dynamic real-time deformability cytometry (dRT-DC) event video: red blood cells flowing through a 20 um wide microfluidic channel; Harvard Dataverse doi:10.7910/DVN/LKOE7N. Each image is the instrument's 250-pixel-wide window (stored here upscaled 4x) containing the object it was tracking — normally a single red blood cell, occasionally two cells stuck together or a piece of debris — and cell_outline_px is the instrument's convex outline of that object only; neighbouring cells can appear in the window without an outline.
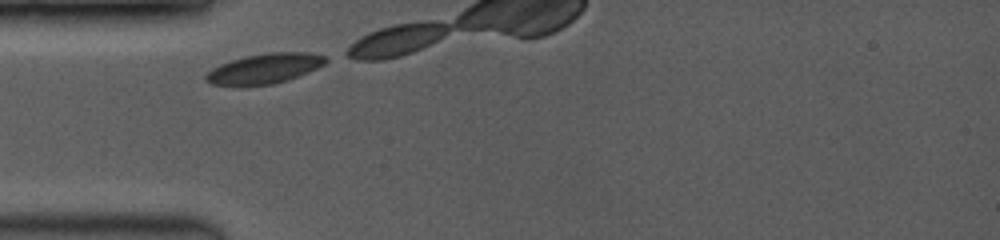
{"species": "common noctule bat (a hibernating species)", "species_latin": "Nyctalus noctula", "temperature_condition": "room temperature", "stored_images_in_passage": 6, "camera_frame_rate_fps": 3500, "um_per_image_px": 0.085, "animal": {"sex": "female", "body_mass_g": 19.0, "forearm_length_mm": 53.3}, "frame": {"image": 1, "passage_image": 1, "time_ms": 0.0, "image_size_px": [1000, 240], "cell_outline_px": [[328, 60], [324, 64], [308, 72], [272, 84], [212, 84], [204, 80], [204, 76], [212, 68], [220, 64], [232, 60], [248, 56], [268, 52], [308, 52], [328, 56]], "centroid_in_image_um": [22.51, 5.79], "position_along_channel_um": 62.5, "area_um2": 20.4}}